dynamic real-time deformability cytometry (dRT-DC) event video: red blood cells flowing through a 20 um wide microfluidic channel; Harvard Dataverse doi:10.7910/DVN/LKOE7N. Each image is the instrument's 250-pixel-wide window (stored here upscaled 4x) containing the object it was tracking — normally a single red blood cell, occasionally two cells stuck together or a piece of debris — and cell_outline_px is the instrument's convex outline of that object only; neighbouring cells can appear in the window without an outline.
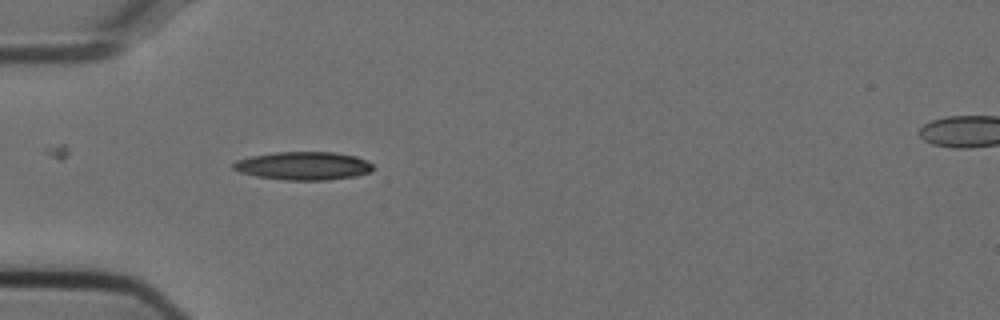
{"species": "Egyptian fruit bat (a non-hibernating species)", "species_latin": "Rousettus aegyptiacus", "temperature_condition": "cold", "stored_images_in_passage": 47, "camera_frame_rate_fps": 3000, "um_per_image_px": 0.085, "animal": {"sex": "female"}, "frame": {"image": 1, "passage_image": 10, "time_ms": 3.0, "image_size_px": [1000, 320], "cell_outline_px": [[372, 172], [356, 176], [328, 180], [284, 180], [256, 176], [240, 172], [232, 168], [232, 164], [236, 160], [252, 156], [276, 152], [332, 152], [356, 156], [372, 164]], "centroid_in_image_um": [25.78, 14.1], "position_along_channel_um": 59.2, "area_um2": 22.95}}
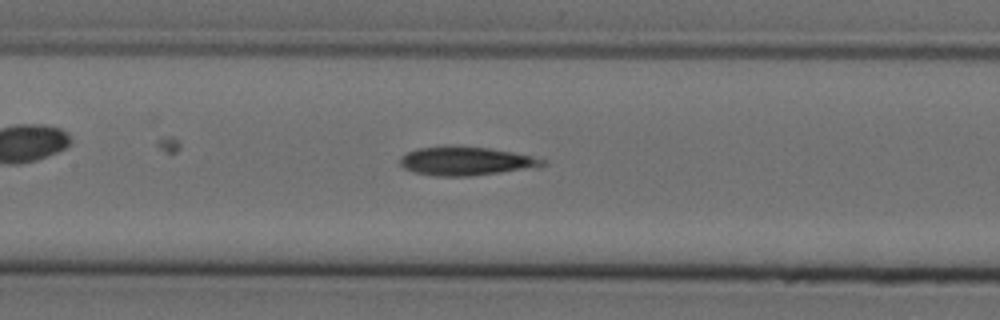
{"frame": {"image": 2, "passage_image": 19, "time_ms": 6.0, "image_size_px": [1000, 320], "cell_outline_px": [[548, 164], [540, 168], [468, 176], [436, 176], [412, 172], [404, 168], [400, 164], [400, 156], [416, 148], [444, 144], [488, 148], [512, 152], [532, 156], [548, 160]], "centroid_in_image_um": [39.63, 13.68], "position_along_channel_um": 167.8, "area_um2": 24.51}}
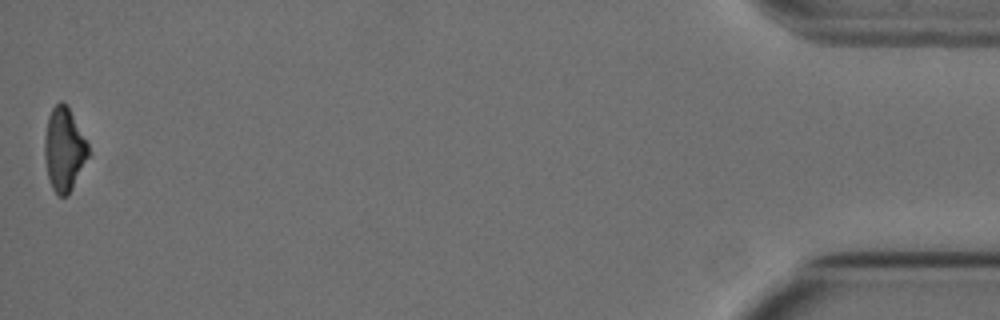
{"frame": {"image": 3, "passage_image": 47, "time_ms": 15.333, "image_size_px": [1000, 320], "cell_outline_px": [[92, 156], [68, 196], [60, 196], [52, 188], [48, 176], [44, 156], [44, 136], [48, 116], [52, 108], [60, 100], [68, 104], [88, 144]], "centroid_in_image_um": [5.49, 12.69], "position_along_channel_um": 429.7, "area_um2": 21.96}, "authors_computed_cell_mechanics": {"area_um2": 23.2356, "velocity_mm_per_s": 3.7636, "shape_relaxation_time_tau1_ms": null, "shape_relaxation_time_tau2_ms": 8.3752, "deformation_change_tau1": null, "deformation_change_tau2": 0.2544}}